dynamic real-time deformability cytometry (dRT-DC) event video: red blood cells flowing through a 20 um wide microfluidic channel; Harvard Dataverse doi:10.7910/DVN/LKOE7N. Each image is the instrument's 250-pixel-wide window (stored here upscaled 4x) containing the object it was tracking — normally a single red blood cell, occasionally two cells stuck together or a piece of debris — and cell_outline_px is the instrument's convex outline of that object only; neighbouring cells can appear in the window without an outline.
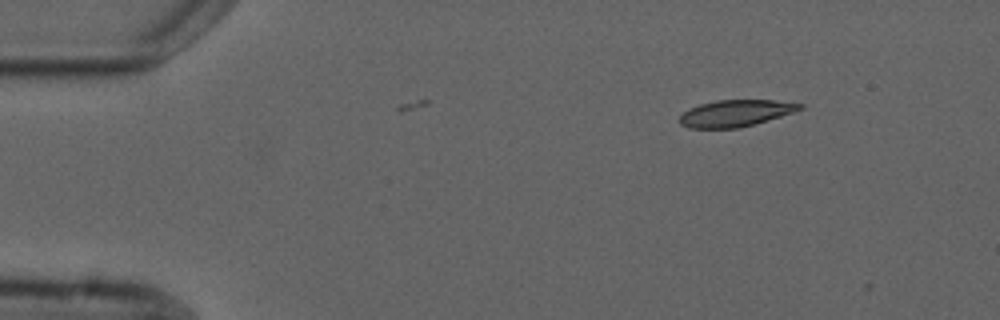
{"species": "common noctule bat (a hibernating species)", "species_latin": "Nyctalus noctula", "temperature_condition": "cold", "stored_images_in_passage": 4, "camera_frame_rate_fps": 3000, "um_per_image_px": 0.085, "animal": {"sex": "male", "forearm_length_mm": 52.5}, "frame": {"image": 1, "passage_image": 2, "time_ms": 1.333, "image_size_px": [1000, 320], "cell_outline_px": [[804, 108], [780, 116], [740, 128], [688, 128], [680, 124], [680, 116], [684, 112], [700, 104], [716, 100], [772, 100], [804, 104]], "centroid_in_image_um": [62.51, 9.62], "position_along_channel_um": 22.5, "area_um2": 18.44}}